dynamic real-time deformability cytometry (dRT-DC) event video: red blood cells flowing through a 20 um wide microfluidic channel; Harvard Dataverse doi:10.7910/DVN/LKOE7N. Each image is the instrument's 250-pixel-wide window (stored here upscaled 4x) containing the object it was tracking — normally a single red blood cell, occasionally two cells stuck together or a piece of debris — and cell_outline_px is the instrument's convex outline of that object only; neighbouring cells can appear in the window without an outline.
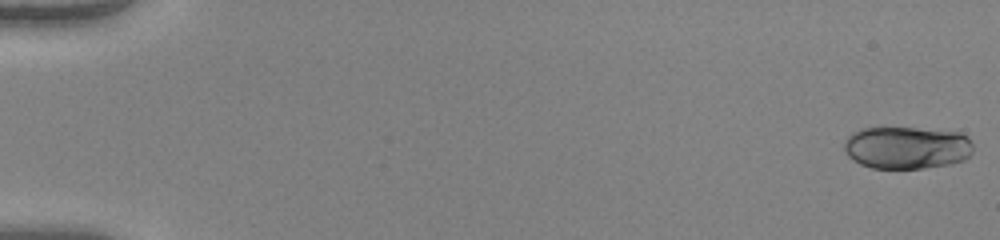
{"species": "human", "species_latin": "Homo sapiens", "temperature_condition": "warm", "stored_images_in_passage": 51, "camera_frame_rate_fps": 3000, "um_per_image_px": 0.085, "donor": {"sex": "female"}, "frame": {"image": 1, "passage_image": 1, "time_ms": 0.0, "image_size_px": [1000, 240], "cell_outline_px": [[972, 152], [964, 160], [952, 164], [924, 168], [872, 168], [860, 164], [852, 160], [844, 152], [844, 140], [852, 132], [860, 128], [916, 128], [960, 132], [968, 136], [972, 140]], "centroid_in_image_um": [77.07, 12.55], "position_along_channel_um": 7.9, "area_um2": 32.31}}
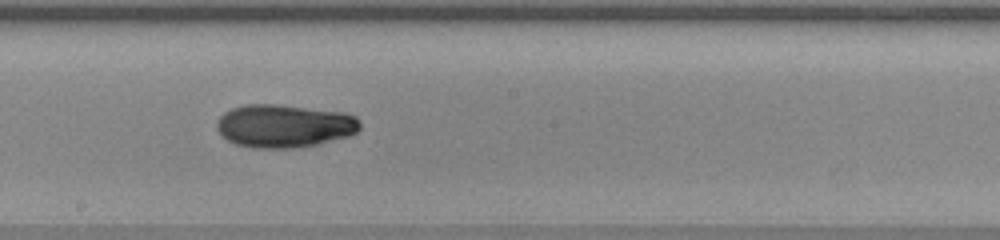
{"frame": {"image": 2, "passage_image": 30, "time_ms": 9.667, "image_size_px": [1000, 240], "cell_outline_px": [[360, 128], [356, 132], [348, 136], [316, 144], [292, 148], [252, 148], [236, 144], [228, 140], [216, 128], [216, 124], [220, 116], [224, 112], [232, 108], [244, 104], [276, 104], [344, 112], [356, 116], [360, 120]], "centroid_in_image_um": [24.16, 10.69], "position_along_channel_um": 224.0, "area_um2": 35.95}}
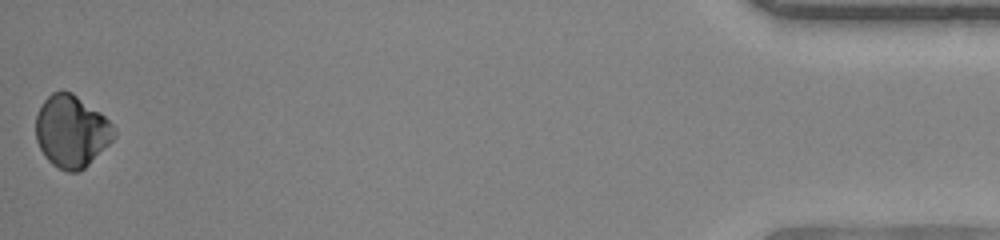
{"frame": {"image": 3, "passage_image": 51, "time_ms": 16.667, "image_size_px": [1000, 240], "cell_outline_px": [[116, 136], [80, 172], [68, 172], [52, 164], [44, 156], [36, 140], [36, 112], [44, 100], [52, 92], [72, 92], [100, 112], [116, 128]], "centroid_in_image_um": [6.07, 11.16], "position_along_channel_um": 429.1, "area_um2": 32.71}, "authors_computed_cell_mechanics": {"area_um2": 33.2928, "velocity_mm_per_s": 4.1255, "shape_relaxation_time_tau1_ms": 5.4625, "shape_relaxation_time_tau2_ms": null, "deformation_change_tau1": 0.1089, "deformation_change_tau2": null}}